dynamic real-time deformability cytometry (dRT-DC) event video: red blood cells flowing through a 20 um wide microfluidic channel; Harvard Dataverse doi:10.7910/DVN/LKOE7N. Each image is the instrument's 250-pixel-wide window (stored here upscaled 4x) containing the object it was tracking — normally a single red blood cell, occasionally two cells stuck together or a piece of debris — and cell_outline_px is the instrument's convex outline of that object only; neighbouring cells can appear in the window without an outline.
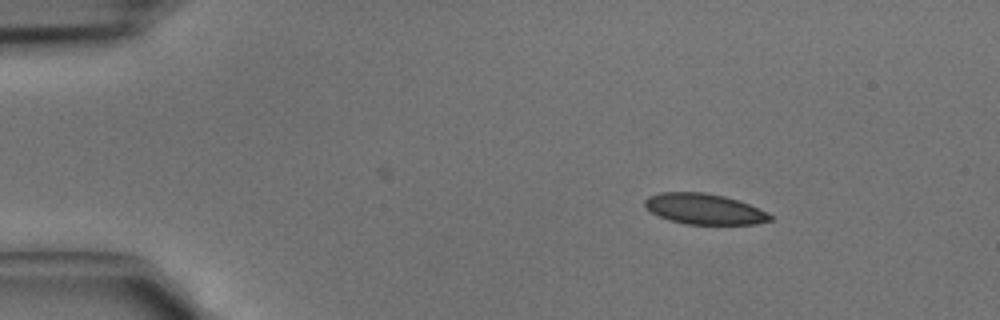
{"species": "common noctule bat (a hibernating species)", "species_latin": "Nyctalus noctula", "temperature_condition": "cold", "stored_images_in_passage": 3, "camera_frame_rate_fps": 3000, "um_per_image_px": 0.085, "animal": {"sex": "male", "body_mass_g": 15.6}, "frame": {"image": 1, "passage_image": 1, "time_ms": 0.0, "image_size_px": [1000, 320], "cell_outline_px": [[772, 220], [756, 224], [688, 224], [672, 220], [660, 216], [652, 212], [644, 204], [644, 200], [648, 196], [660, 192], [704, 192], [724, 196], [748, 204], [768, 212], [772, 216]], "centroid_in_image_um": [59.88, 17.75], "position_along_channel_um": 25.1, "area_um2": 22.14}}
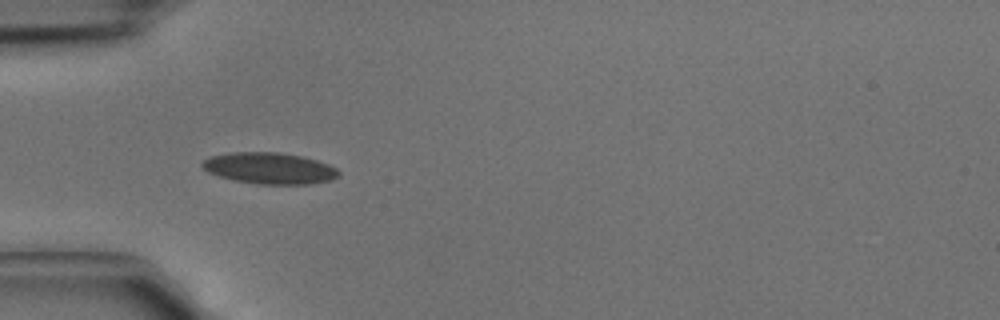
{"frame": {"image": 2, "passage_image": 3, "time_ms": 0.667, "image_size_px": [1000, 320], "cell_outline_px": [[340, 176], [332, 180], [308, 184], [256, 184], [236, 180], [220, 176], [208, 172], [200, 164], [204, 160], [212, 156], [228, 152], [276, 152], [304, 156], [328, 164], [336, 168], [340, 172]], "centroid_in_image_um": [22.94, 14.3], "position_along_channel_um": 62.1, "area_um2": 24.91}}